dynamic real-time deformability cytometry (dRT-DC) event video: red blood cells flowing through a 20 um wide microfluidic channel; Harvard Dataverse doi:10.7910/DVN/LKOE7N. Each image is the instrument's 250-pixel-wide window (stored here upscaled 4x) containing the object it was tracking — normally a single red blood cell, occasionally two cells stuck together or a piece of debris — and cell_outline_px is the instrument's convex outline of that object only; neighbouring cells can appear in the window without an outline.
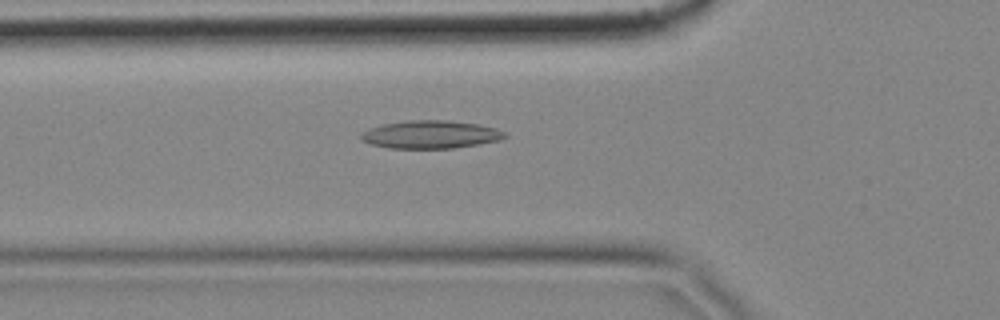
{"species": "common noctule bat (a hibernating species)", "species_latin": "Nyctalus noctula", "temperature_condition": "cold", "stored_images_in_passage": 57, "camera_frame_rate_fps": 3000, "um_per_image_px": 0.085, "animal": {"sex": "female", "body_mass_g": 18.4}, "frame": {"image": 1, "passage_image": 19, "time_ms": 6.0, "image_size_px": [1000, 320], "cell_outline_px": [[508, 136], [500, 140], [480, 144], [456, 148], [388, 148], [372, 144], [360, 140], [360, 132], [368, 128], [384, 124], [408, 120], [448, 120], [476, 124], [496, 128], [504, 132]], "centroid_in_image_um": [36.58, 11.43], "position_along_channel_um": 89.2, "area_um2": 23.52}}
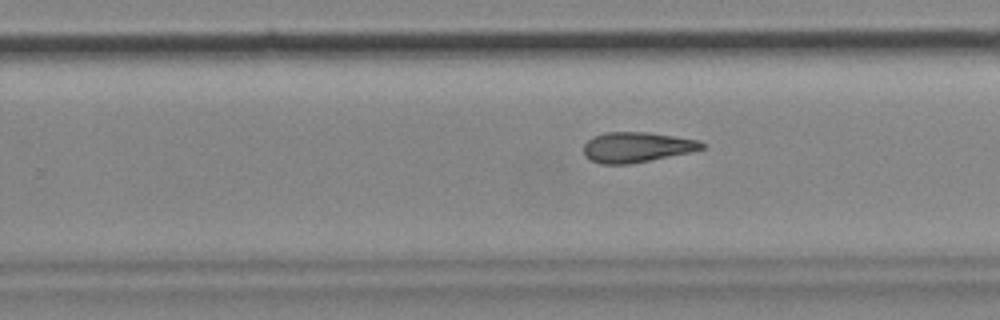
{"frame": {"image": 2, "passage_image": 35, "time_ms": 11.333, "image_size_px": [1000, 320], "cell_outline_px": [[708, 144], [704, 148], [692, 152], [628, 164], [600, 164], [588, 160], [584, 156], [584, 144], [592, 136], [608, 132], [648, 132], [700, 140]], "centroid_in_image_um": [54.13, 12.51], "position_along_channel_um": 275.7, "area_um2": 21.04}}
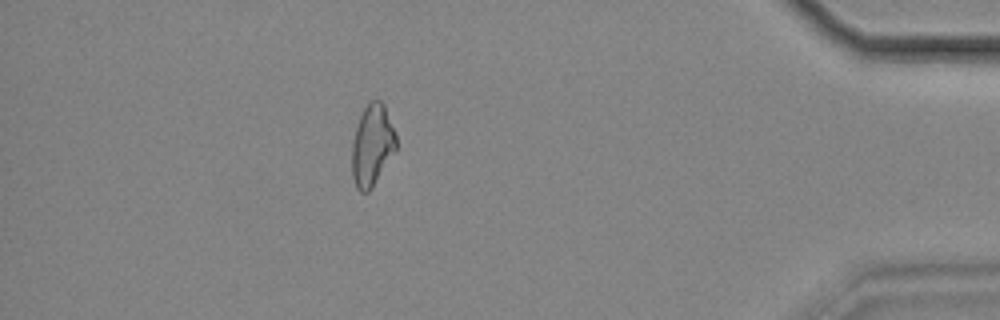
{"frame": {"image": 3, "passage_image": 50, "time_ms": 16.333, "image_size_px": [1000, 320], "cell_outline_px": [[396, 148], [372, 188], [368, 192], [360, 192], [356, 188], [352, 176], [352, 140], [360, 116], [364, 108], [372, 100], [380, 100], [384, 104], [396, 136]], "centroid_in_image_um": [31.61, 12.36], "position_along_channel_um": 403.6, "area_um2": 20.69}}